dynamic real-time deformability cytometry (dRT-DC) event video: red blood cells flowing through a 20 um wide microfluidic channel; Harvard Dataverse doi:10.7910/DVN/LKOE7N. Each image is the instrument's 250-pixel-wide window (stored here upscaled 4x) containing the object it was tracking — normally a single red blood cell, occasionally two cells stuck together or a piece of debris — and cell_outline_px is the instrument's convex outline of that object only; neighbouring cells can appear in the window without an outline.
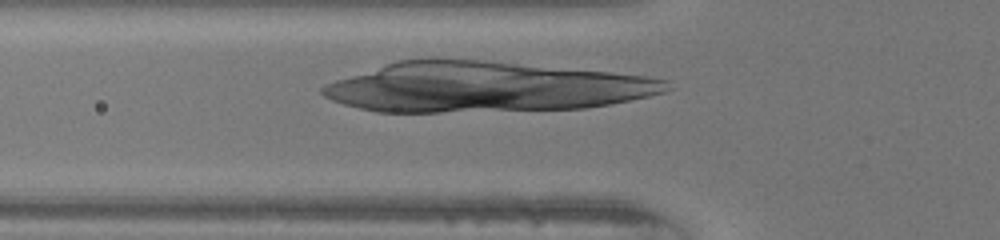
{"species": "human", "species_latin": "Homo sapiens", "temperature_condition": "warm", "stored_images_in_passage": 9, "camera_frame_rate_fps": 3000, "um_per_image_px": 0.085, "donor": {"sex": "female"}, "frame": {"image": 1, "passage_image": 8, "time_ms": 2.333, "image_size_px": [1000, 240], "cell_outline_px": [[640, 220], [536, 224], [432, 220], [428, 216], [476, 200], [568, 200]], "centroid_in_image_um": [44.84, 18.06], "position_along_channel_um": 81.0, "area_um2": 25.61}}